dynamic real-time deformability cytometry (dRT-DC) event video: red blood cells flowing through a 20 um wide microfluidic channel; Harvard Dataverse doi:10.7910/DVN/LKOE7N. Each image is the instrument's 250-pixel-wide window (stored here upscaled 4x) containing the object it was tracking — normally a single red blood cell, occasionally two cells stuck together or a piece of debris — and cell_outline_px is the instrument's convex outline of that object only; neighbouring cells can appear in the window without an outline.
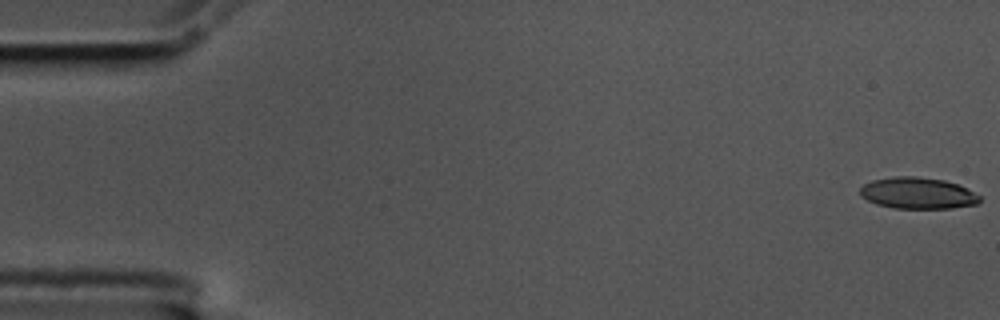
{"species": "common noctule bat (a hibernating species)", "species_latin": "Nyctalus noctula", "temperature_condition": "cold", "stored_images_in_passage": 59, "camera_frame_rate_fps": 3000, "um_per_image_px": 0.085, "animal": {"sex": "male", "body_mass_g": 17.5, "forearm_length_mm": 52.3}, "frame": {"image": 1, "passage_image": 1, "time_ms": 0.0, "image_size_px": [1000, 320], "cell_outline_px": [[980, 200], [976, 204], [952, 208], [892, 208], [876, 204], [860, 196], [860, 188], [864, 184], [872, 180], [896, 176], [916, 176], [944, 180], [968, 188], [980, 196]], "centroid_in_image_um": [77.99, 16.41], "position_along_channel_um": 7.0, "area_um2": 21.91}}
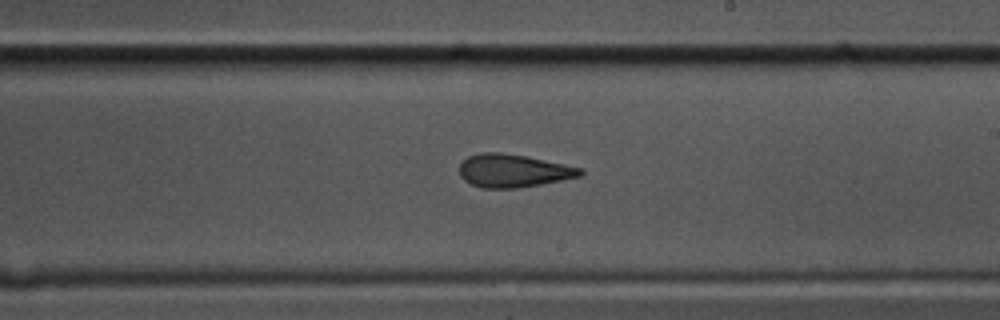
{"frame": {"image": 2, "passage_image": 34, "time_ms": 11.0, "image_size_px": [1000, 320], "cell_outline_px": [[584, 176], [540, 184], [516, 188], [480, 188], [464, 180], [460, 176], [460, 164], [468, 156], [480, 152], [500, 152], [528, 156], [584, 168]], "centroid_in_image_um": [43.66, 14.5], "position_along_channel_um": 245.3, "area_um2": 23.52}}
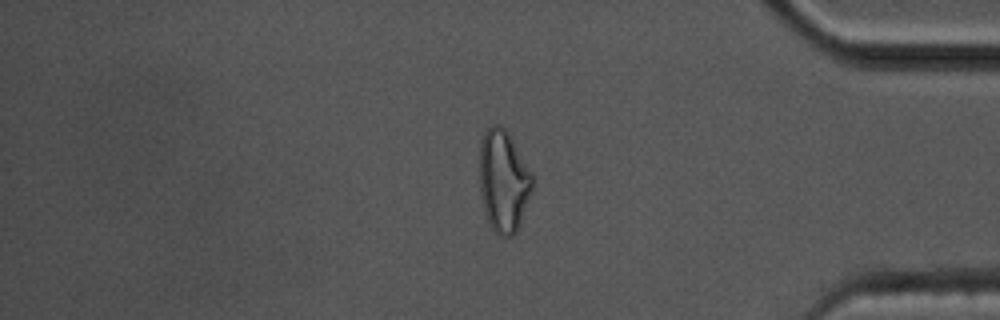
{"frame": {"image": 3, "passage_image": 49, "time_ms": 16.0, "image_size_px": [1000, 320], "cell_outline_px": [[532, 188], [520, 224], [516, 232], [512, 236], [496, 236], [488, 224], [480, 196], [480, 140], [484, 132], [492, 124], [500, 124], [508, 132], [532, 172]], "centroid_in_image_um": [42.77, 15.4], "position_along_channel_um": 392.4, "area_um2": 31.67}, "authors_computed_cell_mechanics": {"area_um2": 23.5246, "velocity_mm_per_s": 3.4543, "shape_relaxation_time_tau1_ms": 8.994, "shape_relaxation_time_tau2_ms": 3.9277, "deformation_change_tau1": 0.218, "deformation_change_tau2": 0.134}}